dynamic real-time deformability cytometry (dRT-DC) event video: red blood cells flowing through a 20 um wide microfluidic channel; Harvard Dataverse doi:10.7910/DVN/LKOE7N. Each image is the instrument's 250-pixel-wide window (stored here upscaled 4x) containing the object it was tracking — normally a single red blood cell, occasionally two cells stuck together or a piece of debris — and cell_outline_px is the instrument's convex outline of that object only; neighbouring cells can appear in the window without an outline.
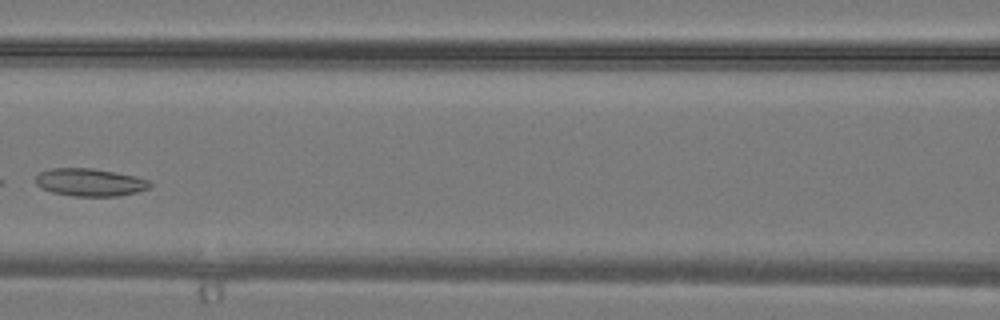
{"species": "common noctule bat (a hibernating species)", "species_latin": "Nyctalus noctula", "temperature_condition": "warm", "stored_images_in_passage": 27, "camera_frame_rate_fps": 3000, "um_per_image_px": 0.085, "animal": {"sex": "male", "body_mass_g": 19.2, "forearm_length_mm": 51.8}, "frame": {"image": 1, "passage_image": 8, "time_ms": 2.333, "image_size_px": [1000, 320], "cell_outline_px": [[152, 184], [148, 188], [136, 192], [120, 196], [72, 196], [52, 192], [40, 188], [36, 184], [36, 176], [40, 172], [48, 168], [92, 168], [136, 176], [148, 180]], "centroid_in_image_um": [7.61, 15.49], "position_along_channel_um": 159.0, "area_um2": 18.5}}
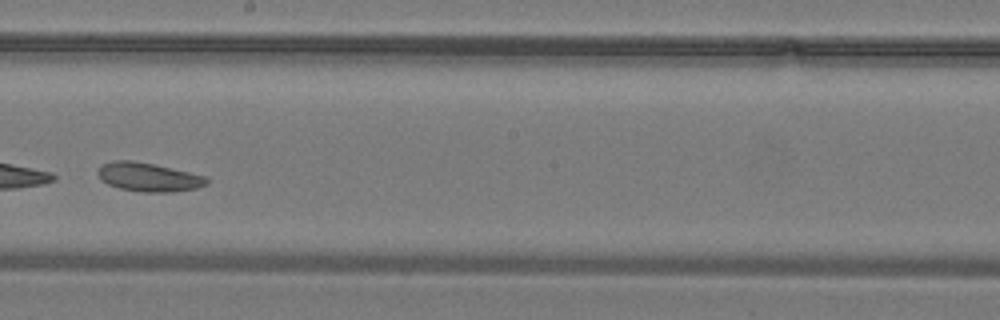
{"frame": {"image": 2, "passage_image": 12, "time_ms": 3.667, "image_size_px": [1000, 320], "cell_outline_px": [[208, 184], [196, 188], [172, 192], [144, 192], [120, 188], [108, 184], [100, 180], [96, 172], [100, 164], [116, 160], [132, 160], [152, 164], [208, 176]], "centroid_in_image_um": [12.6, 15.05], "position_along_channel_um": 235.6, "area_um2": 18.32}}
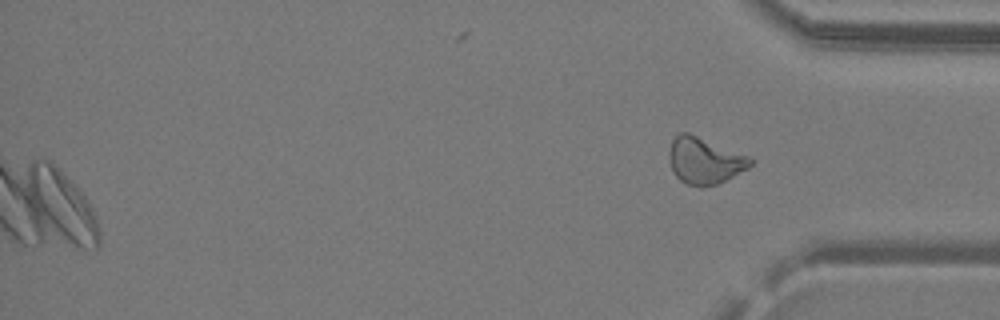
{"frame": {"image": 3, "passage_image": 27, "time_ms": 8.667, "image_size_px": [1000, 320], "cell_outline_px": [[752, 164], [748, 168], [716, 184], [700, 188], [688, 184], [680, 180], [672, 172], [668, 156], [668, 152], [672, 140], [680, 132], [688, 132], [752, 156]], "centroid_in_image_um": [59.88, 13.64], "position_along_channel_um": 375.3, "area_um2": 22.25}}